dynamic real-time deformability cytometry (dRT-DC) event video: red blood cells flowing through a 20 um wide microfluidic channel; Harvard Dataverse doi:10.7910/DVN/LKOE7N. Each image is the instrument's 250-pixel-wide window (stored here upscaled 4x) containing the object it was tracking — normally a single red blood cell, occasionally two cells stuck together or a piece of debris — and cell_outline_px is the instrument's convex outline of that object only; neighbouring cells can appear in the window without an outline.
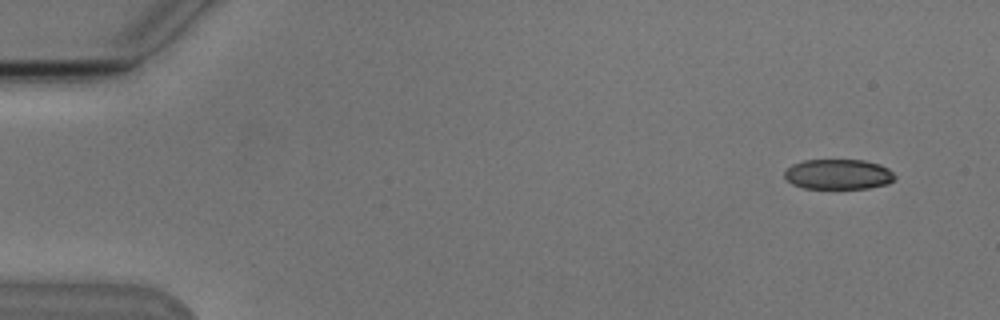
{"species": "Egyptian fruit bat (a non-hibernating species)", "species_latin": "Rousettus aegyptiacus", "temperature_condition": "cold", "stored_images_in_passage": 6, "camera_frame_rate_fps": 3000, "um_per_image_px": 0.085, "animal": {"sex": "male"}, "frame": {"image": 1, "passage_image": 2, "time_ms": 1.0, "image_size_px": [1000, 320], "cell_outline_px": [[896, 180], [888, 184], [868, 188], [804, 188], [792, 184], [784, 176], [784, 172], [792, 164], [804, 160], [864, 160], [880, 164], [888, 168], [896, 176]], "centroid_in_image_um": [71.29, 14.81], "position_along_channel_um": 13.7, "area_um2": 19.48}}
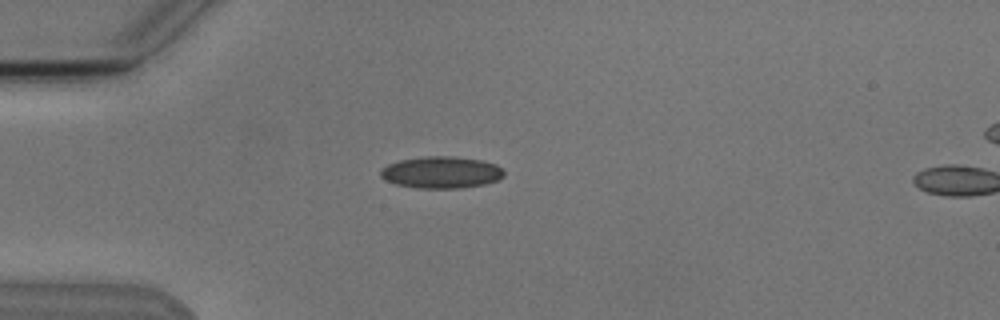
{"frame": {"image": 2, "passage_image": 5, "time_ms": 4.667, "image_size_px": [1000, 320], "cell_outline_px": [[504, 176], [496, 180], [484, 184], [460, 188], [416, 188], [396, 184], [380, 176], [380, 168], [388, 164], [400, 160], [428, 156], [452, 156], [480, 160], [496, 164], [504, 172]], "centroid_in_image_um": [37.49, 14.65], "position_along_channel_um": 47.5, "area_um2": 22.72}}